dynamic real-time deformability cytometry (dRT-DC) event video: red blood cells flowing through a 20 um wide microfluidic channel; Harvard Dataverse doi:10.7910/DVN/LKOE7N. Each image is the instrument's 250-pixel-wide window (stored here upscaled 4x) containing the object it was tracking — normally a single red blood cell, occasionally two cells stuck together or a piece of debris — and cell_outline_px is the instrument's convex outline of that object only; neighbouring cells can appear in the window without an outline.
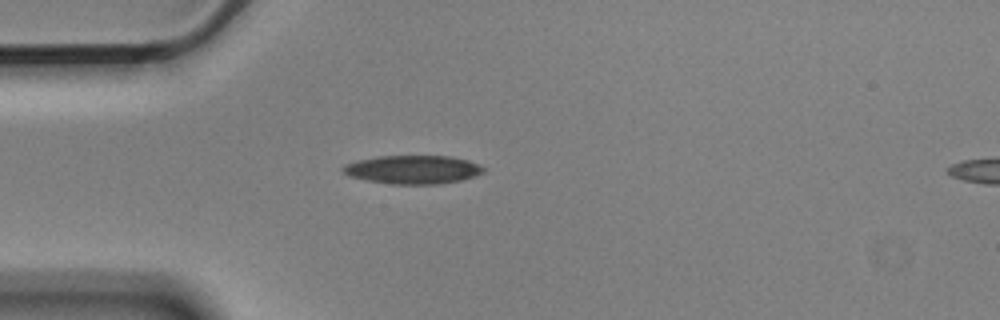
{"species": "Egyptian fruit bat (a non-hibernating species)", "species_latin": "Rousettus aegyptiacus", "temperature_condition": "cold", "stored_images_in_passage": 6, "camera_frame_rate_fps": 3000, "um_per_image_px": 0.085, "animal": {"sex": "male"}, "frame": {"image": 1, "passage_image": 5, "time_ms": 1.333, "image_size_px": [1000, 320], "cell_outline_px": [[484, 172], [476, 176], [460, 180], [440, 184], [392, 184], [368, 180], [348, 176], [340, 168], [344, 164], [356, 160], [380, 156], [448, 156], [468, 160], [480, 164], [484, 168]], "centroid_in_image_um": [35.09, 14.41], "position_along_channel_um": 49.9, "area_um2": 23.41}}